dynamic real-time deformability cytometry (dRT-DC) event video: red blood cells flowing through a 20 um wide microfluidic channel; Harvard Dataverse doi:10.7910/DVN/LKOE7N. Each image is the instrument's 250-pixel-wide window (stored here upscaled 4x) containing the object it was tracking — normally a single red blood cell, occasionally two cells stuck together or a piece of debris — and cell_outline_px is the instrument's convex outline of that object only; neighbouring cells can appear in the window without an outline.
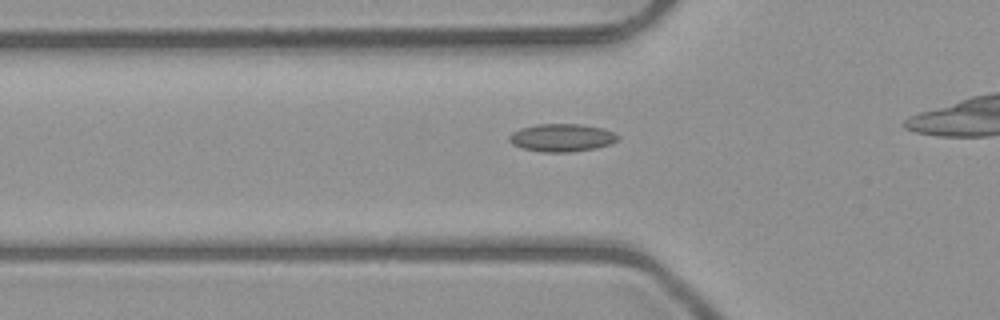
{"species": "common noctule bat (a hibernating species)", "species_latin": "Nyctalus noctula", "temperature_condition": "room temperature", "stored_images_in_passage": 32, "camera_frame_rate_fps": 3000, "um_per_image_px": 0.085, "animal": {"sex": "male", "body_mass_g": 23.1, "forearm_length_mm": 52.7}, "frame": {"image": 1, "passage_image": 8, "time_ms": 2.333, "image_size_px": [1000, 320], "cell_outline_px": [[620, 140], [596, 148], [572, 152], [544, 152], [520, 148], [512, 144], [508, 140], [508, 136], [512, 132], [520, 128], [536, 124], [580, 124], [604, 128], [620, 136]], "centroid_in_image_um": [47.74, 11.7], "position_along_channel_um": 78.1, "area_um2": 17.8}}
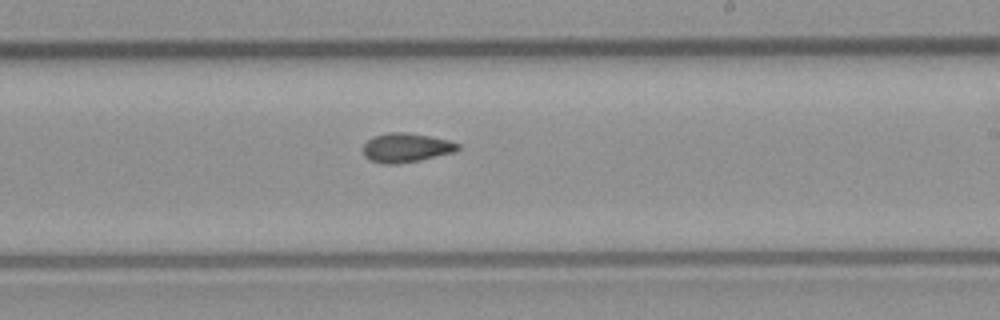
{"frame": {"image": 2, "passage_image": 21, "time_ms": 6.667, "image_size_px": [1000, 320], "cell_outline_px": [[460, 148], [456, 152], [420, 160], [396, 164], [384, 164], [368, 160], [364, 156], [364, 144], [368, 140], [376, 136], [388, 132], [404, 132], [428, 136], [448, 140], [460, 144]], "centroid_in_image_um": [34.53, 12.57], "position_along_channel_um": 254.5, "area_um2": 16.07}}
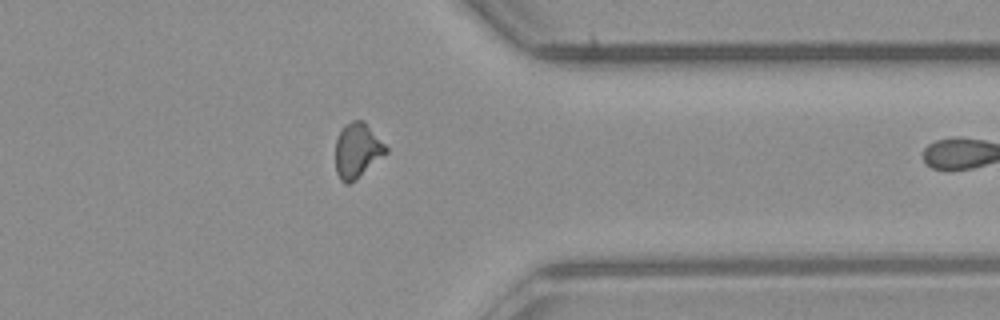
{"frame": {"image": 3, "passage_image": 31, "time_ms": 10.0, "image_size_px": [1000, 320], "cell_outline_px": [[388, 152], [348, 184], [344, 184], [340, 180], [336, 172], [336, 140], [344, 124], [352, 120], [364, 120], [388, 148]], "centroid_in_image_um": [30.35, 12.76], "position_along_channel_um": 381.0, "area_um2": 15.9}}